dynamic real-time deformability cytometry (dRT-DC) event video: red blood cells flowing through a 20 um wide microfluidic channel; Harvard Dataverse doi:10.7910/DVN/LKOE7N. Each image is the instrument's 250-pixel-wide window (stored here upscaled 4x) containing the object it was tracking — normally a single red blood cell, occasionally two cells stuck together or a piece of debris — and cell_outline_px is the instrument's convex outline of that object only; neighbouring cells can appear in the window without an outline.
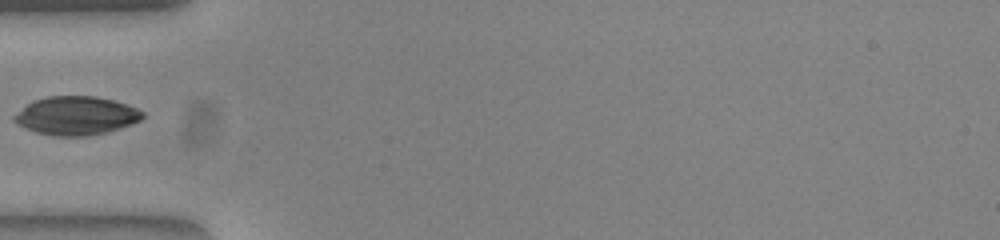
{"species": "common noctule bat (a hibernating species)", "species_latin": "Nyctalus noctula", "temperature_condition": "warm", "stored_images_in_passage": 12, "camera_frame_rate_fps": 3000, "um_per_image_px": 0.085, "animal": {"sex": "female", "body_mass_g": 23.0, "forearm_length_mm": 53.4}, "frame": {"image": 1, "passage_image": 1, "time_ms": 0.0, "image_size_px": [1000, 240], "cell_outline_px": [[144, 116], [140, 120], [132, 124], [120, 128], [104, 132], [84, 136], [52, 136], [36, 132], [16, 124], [12, 120], [12, 116], [32, 100], [48, 96], [96, 96], [128, 104], [144, 112]], "centroid_in_image_um": [6.44, 9.83], "position_along_channel_um": 78.6, "area_um2": 28.9}}
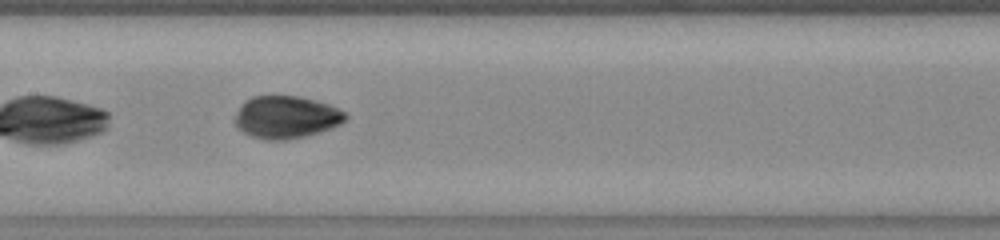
{"frame": {"image": 2, "passage_image": 9, "time_ms": 2.667, "image_size_px": [1000, 240], "cell_outline_px": [[348, 116], [340, 124], [304, 136], [280, 140], [268, 140], [252, 136], [244, 132], [232, 120], [236, 112], [244, 100], [252, 96], [300, 96], [316, 100], [328, 104], [344, 112]], "centroid_in_image_um": [24.27, 9.93], "position_along_channel_um": 183.1, "area_um2": 27.05}}